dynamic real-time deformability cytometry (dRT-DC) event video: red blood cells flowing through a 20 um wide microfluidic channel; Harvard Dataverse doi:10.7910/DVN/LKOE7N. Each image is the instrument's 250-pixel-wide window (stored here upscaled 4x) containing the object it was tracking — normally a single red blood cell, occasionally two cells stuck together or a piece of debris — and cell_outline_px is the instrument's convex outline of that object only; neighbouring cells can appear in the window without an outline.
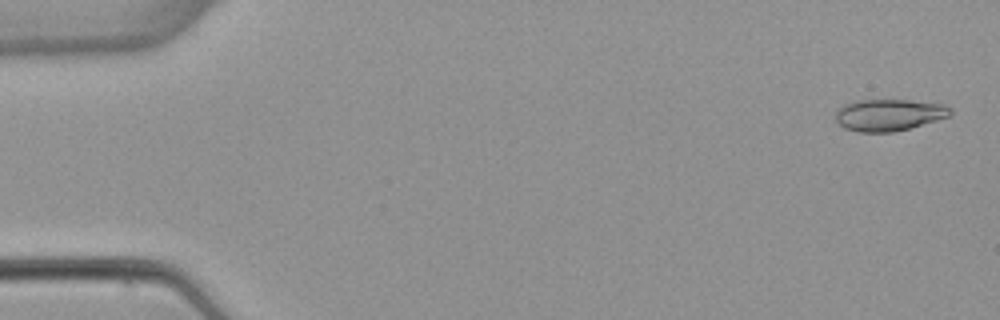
{"species": "common noctule bat (a hibernating species)", "species_latin": "Nyctalus noctula", "temperature_condition": "warm", "stored_images_in_passage": 5, "camera_frame_rate_fps": 3000, "um_per_image_px": 0.085, "animal": {"sex": "female", "body_mass_g": 22.7, "forearm_length_mm": 54.2}, "frame": {"image": 1, "passage_image": 1, "time_ms": 0.0, "image_size_px": [1000, 320], "cell_outline_px": [[952, 112], [948, 116], [936, 120], [908, 128], [892, 132], [856, 132], [844, 128], [836, 120], [836, 108], [844, 104], [856, 100], [908, 100], [944, 104], [952, 108]], "centroid_in_image_um": [75.52, 9.76], "position_along_channel_um": 9.5, "area_um2": 21.21}}
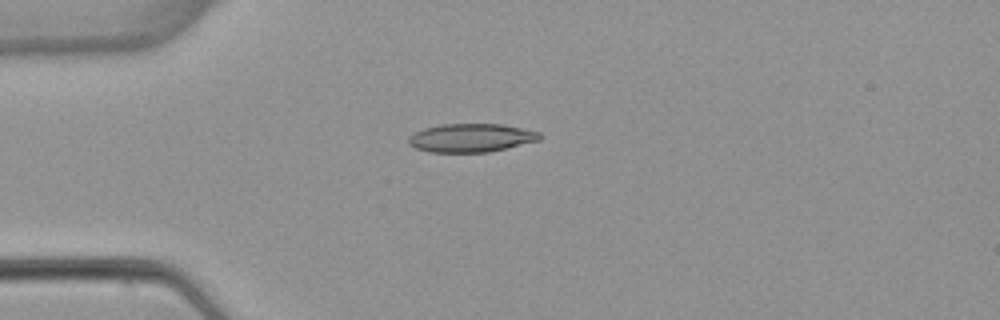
{"frame": {"image": 2, "passage_image": 4, "time_ms": 4.0, "image_size_px": [1000, 320], "cell_outline_px": [[544, 136], [540, 140], [488, 152], [428, 152], [416, 148], [408, 144], [408, 136], [424, 128], [440, 124], [504, 124], [540, 132]], "centroid_in_image_um": [40.05, 11.71], "position_along_channel_um": 45.0, "area_um2": 21.85}}
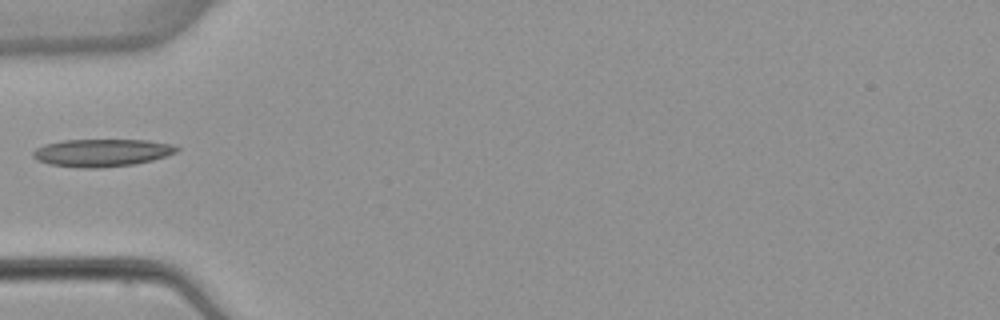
{"frame": {"image": 3, "passage_image": 5, "time_ms": 5.333, "image_size_px": [1000, 320], "cell_outline_px": [[180, 148], [176, 152], [152, 160], [136, 164], [100, 168], [80, 168], [48, 164], [36, 160], [32, 156], [32, 152], [36, 148], [44, 144], [64, 140], [148, 140], [172, 144]], "centroid_in_image_um": [8.62, 12.98], "position_along_channel_um": 76.4, "area_um2": 23.24}}